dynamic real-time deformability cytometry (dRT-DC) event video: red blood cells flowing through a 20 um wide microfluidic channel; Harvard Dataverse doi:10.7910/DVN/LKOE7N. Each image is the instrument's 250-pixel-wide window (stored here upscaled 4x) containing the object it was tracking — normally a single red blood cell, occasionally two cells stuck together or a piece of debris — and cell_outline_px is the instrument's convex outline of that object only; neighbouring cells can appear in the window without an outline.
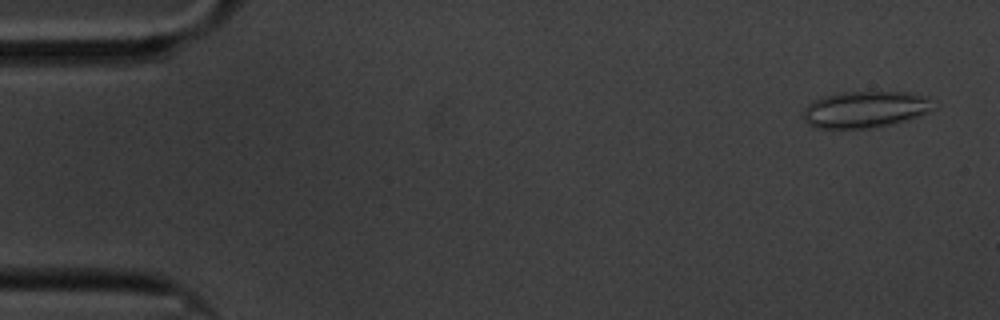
{"species": "common noctule bat (a hibernating species)", "species_latin": "Nyctalus noctula", "temperature_condition": "cold", "stored_images_in_passage": 59, "camera_frame_rate_fps": 3000, "um_per_image_px": 0.085, "animal": {"sex": "male", "body_mass_g": 20.1, "forearm_length_mm": 53.5}, "frame": {"image": 1, "passage_image": 3, "time_ms": 0.667, "image_size_px": [1000, 320], "cell_outline_px": [[940, 104], [932, 112], [892, 124], [872, 128], [812, 128], [804, 120], [804, 108], [808, 104], [824, 96], [840, 92], [908, 92], [928, 96]], "centroid_in_image_um": [73.64, 9.3], "position_along_channel_um": 11.4, "area_um2": 28.26}}
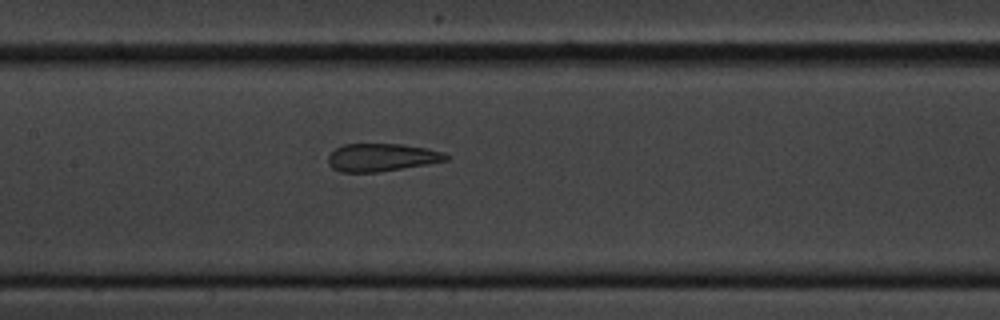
{"frame": {"image": 2, "passage_image": 28, "time_ms": 9.0, "image_size_px": [1000, 320], "cell_outline_px": [[448, 160], [428, 164], [376, 172], [340, 172], [332, 168], [328, 164], [328, 156], [336, 148], [344, 144], [400, 144], [424, 148], [444, 152], [448, 156]], "centroid_in_image_um": [32.41, 13.38], "position_along_channel_um": 175.0, "area_um2": 18.96}}
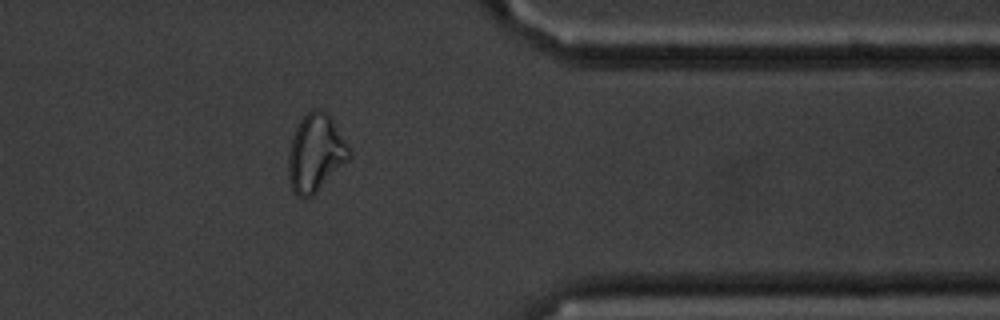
{"frame": {"image": 3, "passage_image": 48, "time_ms": 15.667, "image_size_px": [1000, 320], "cell_outline_px": [[352, 156], [312, 196], [296, 196], [292, 188], [288, 176], [288, 152], [292, 136], [300, 120], [312, 108], [320, 108], [332, 120], [352, 152]], "centroid_in_image_um": [26.81, 13.0], "position_along_channel_um": 384.6, "area_um2": 27.11}, "authors_computed_cell_mechanics": {"area_um2": 22.5998, "velocity_mm_per_s": 3.3481, "shape_relaxation_time_tau1_ms": null, "shape_relaxation_time_tau2_ms": 1.6177, "deformation_change_tau1": null, "deformation_change_tau2": 0.1032}}